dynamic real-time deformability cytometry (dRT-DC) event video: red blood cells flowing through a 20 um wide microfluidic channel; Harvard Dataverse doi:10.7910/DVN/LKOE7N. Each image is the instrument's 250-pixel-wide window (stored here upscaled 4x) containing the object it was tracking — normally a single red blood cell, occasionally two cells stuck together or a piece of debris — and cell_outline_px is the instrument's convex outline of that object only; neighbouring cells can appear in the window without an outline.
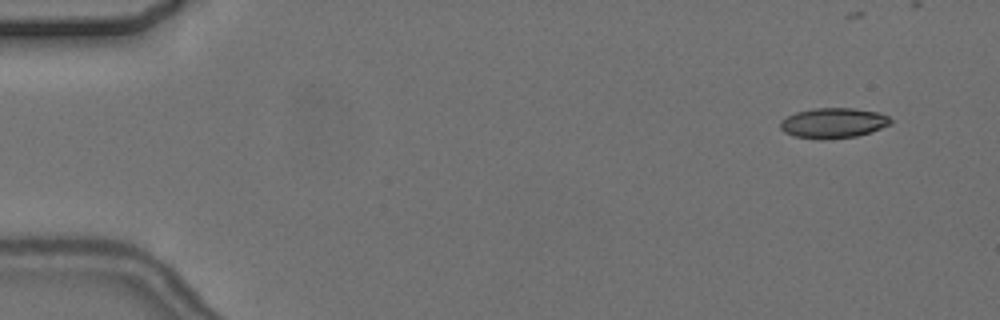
{"species": "common noctule bat (a hibernating species)", "species_latin": "Nyctalus noctula", "temperature_condition": "cold", "stored_images_in_passage": 6, "camera_frame_rate_fps": 3000, "um_per_image_px": 0.085, "animal": {"sex": "female", "body_mass_g": 24.6, "forearm_length_mm": 56.2}, "frame": {"image": 1, "passage_image": 2, "time_ms": 1.333, "image_size_px": [1000, 320], "cell_outline_px": [[892, 124], [872, 132], [856, 136], [824, 140], [820, 140], [792, 136], [784, 132], [780, 128], [780, 120], [796, 112], [812, 108], [852, 108], [880, 112], [888, 116], [892, 120]], "centroid_in_image_um": [70.83, 10.46], "position_along_channel_um": 14.2, "area_um2": 19.77}}
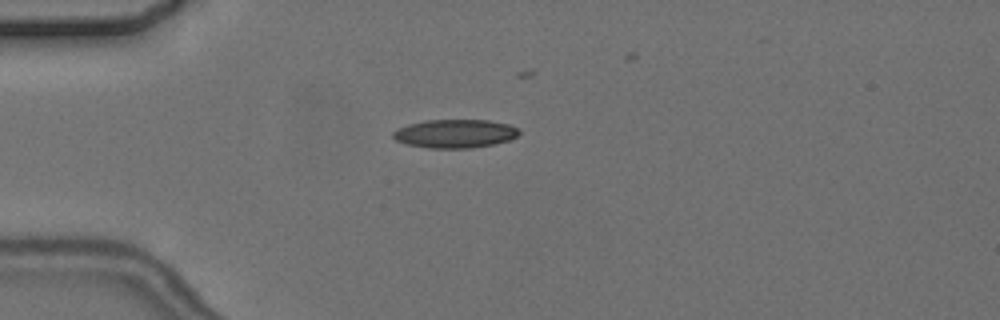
{"frame": {"image": 2, "passage_image": 5, "time_ms": 5.0, "image_size_px": [1000, 320], "cell_outline_px": [[520, 132], [516, 136], [508, 140], [492, 144], [468, 148], [428, 148], [408, 144], [396, 140], [392, 136], [392, 132], [396, 128], [408, 124], [424, 120], [488, 120], [508, 124], [520, 128]], "centroid_in_image_um": [38.65, 11.34], "position_along_channel_um": 46.4, "area_um2": 20.92}}